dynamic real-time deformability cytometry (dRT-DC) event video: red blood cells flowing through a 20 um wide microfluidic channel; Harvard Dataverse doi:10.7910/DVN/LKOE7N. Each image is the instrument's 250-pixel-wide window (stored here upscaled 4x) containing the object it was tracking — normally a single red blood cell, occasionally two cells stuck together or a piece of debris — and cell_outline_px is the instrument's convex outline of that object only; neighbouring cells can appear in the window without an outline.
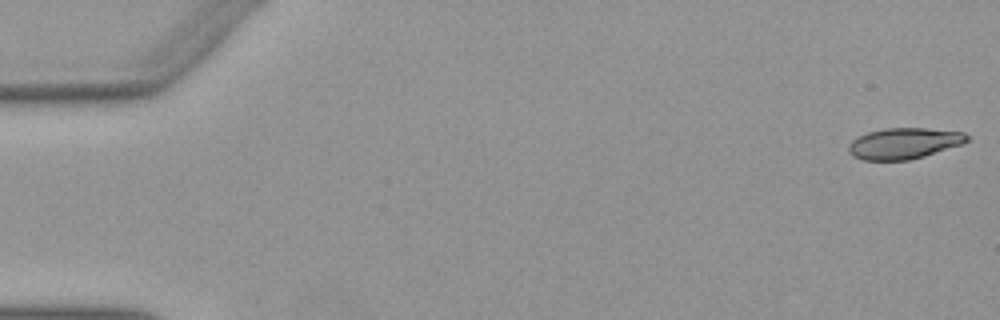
{"species": "Egyptian fruit bat (a non-hibernating species)", "species_latin": "Rousettus aegyptiacus", "temperature_condition": "warm", "stored_images_in_passage": 52, "camera_frame_rate_fps": 3000, "um_per_image_px": 0.085, "animal": {"sex": "female"}, "frame": {"image": 1, "passage_image": 1, "time_ms": 0.0, "image_size_px": [1000, 320], "cell_outline_px": [[968, 140], [964, 144], [924, 156], [908, 160], [864, 160], [852, 156], [848, 152], [848, 144], [852, 140], [868, 132], [884, 128], [924, 128], [964, 132], [968, 136]], "centroid_in_image_um": [76.84, 12.19], "position_along_channel_um": 8.2, "area_um2": 21.44}}
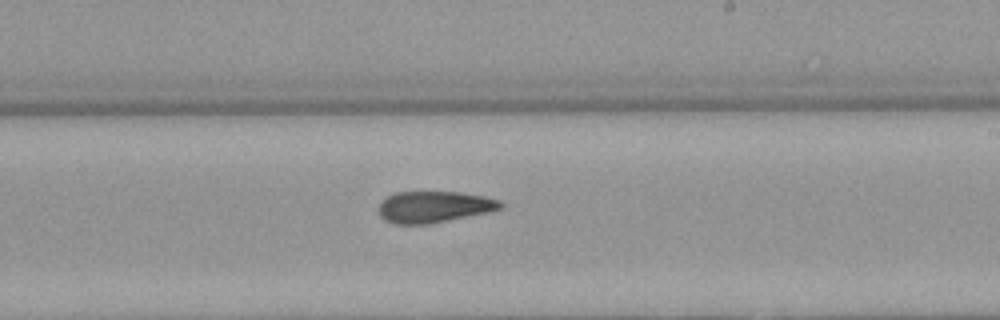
{"frame": {"image": 2, "passage_image": 31, "time_ms": 10.0, "image_size_px": [1000, 320], "cell_outline_px": [[504, 208], [488, 212], [428, 224], [392, 224], [384, 220], [380, 216], [380, 204], [388, 196], [396, 192], [460, 192], [484, 196], [500, 200], [504, 204]], "centroid_in_image_um": [36.92, 17.58], "position_along_channel_um": 252.1, "area_um2": 22.25}}
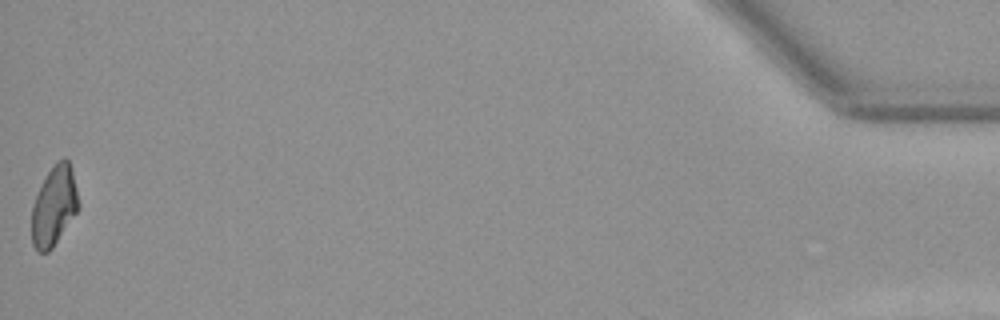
{"frame": {"image": 3, "passage_image": 52, "time_ms": 17.0, "image_size_px": [1000, 320], "cell_outline_px": [[80, 204], [76, 212], [52, 248], [48, 252], [36, 252], [32, 244], [32, 208], [36, 196], [48, 172], [64, 156], [68, 160], [72, 168]], "centroid_in_image_um": [4.6, 17.53], "position_along_channel_um": 430.6, "area_um2": 21.33}, "authors_computed_cell_mechanics": {"area_um2": 22.5998, "velocity_mm_per_s": 3.9401, "shape_relaxation_time_tau1_ms": null, "shape_relaxation_time_tau2_ms": 5.0148, "deformation_change_tau1": null, "deformation_change_tau2": 0.1222}}